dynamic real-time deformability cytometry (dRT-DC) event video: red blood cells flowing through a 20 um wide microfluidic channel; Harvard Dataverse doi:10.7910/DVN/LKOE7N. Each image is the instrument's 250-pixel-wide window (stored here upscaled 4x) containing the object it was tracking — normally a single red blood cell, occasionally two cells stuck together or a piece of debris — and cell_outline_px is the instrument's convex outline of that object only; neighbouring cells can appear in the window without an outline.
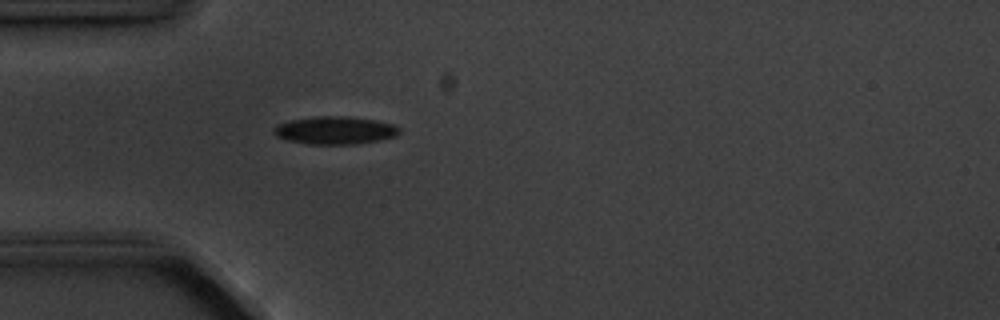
{"species": "common noctule bat (a hibernating species)", "species_latin": "Nyctalus noctula", "temperature_condition": "cold", "stored_images_in_passage": 2, "camera_frame_rate_fps": 3000, "um_per_image_px": 0.085, "animal": {"sex": "male", "body_mass_g": 20.1, "forearm_length_mm": 53.5}, "frame": {"image": 1, "passage_image": 2, "time_ms": 1.0, "image_size_px": [1000, 320], "cell_outline_px": [[400, 132], [396, 136], [380, 140], [356, 144], [308, 144], [288, 140], [276, 136], [272, 132], [272, 128], [276, 124], [288, 120], [316, 116], [348, 116], [376, 120], [392, 124], [400, 128]], "centroid_in_image_um": [28.44, 11.07], "position_along_channel_um": 56.6, "area_um2": 20.58}}